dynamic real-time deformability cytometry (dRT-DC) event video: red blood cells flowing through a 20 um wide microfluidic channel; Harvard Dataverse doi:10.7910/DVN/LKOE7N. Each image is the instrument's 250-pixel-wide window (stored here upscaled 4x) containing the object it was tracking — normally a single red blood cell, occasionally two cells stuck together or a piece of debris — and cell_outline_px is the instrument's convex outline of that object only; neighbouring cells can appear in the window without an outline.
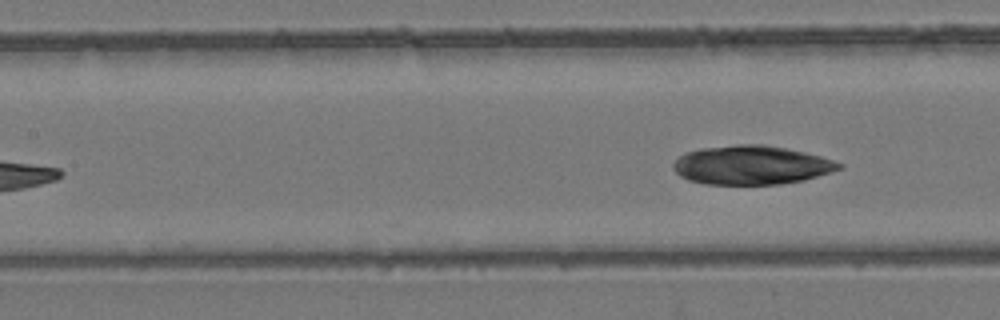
{"species": "common noctule bat (a hibernating species)", "species_latin": "Nyctalus noctula", "temperature_condition": "room temperature", "stored_images_in_passage": 6, "camera_frame_rate_fps": 3000, "um_per_image_px": 0.085, "animal": {"sex": "female", "body_mass_g": 24.6, "forearm_length_mm": 56.2}, "frame": {"image": 1, "passage_image": 6, "time_ms": 5.667, "image_size_px": [1000, 320], "cell_outline_px": [[844, 168], [804, 180], [780, 184], [704, 184], [688, 180], [680, 176], [672, 168], [672, 164], [684, 152], [700, 148], [736, 144], [764, 144], [804, 152], [820, 156], [844, 164]], "centroid_in_image_um": [63.85, 14.03], "position_along_channel_um": 143.6, "area_um2": 37.69}}